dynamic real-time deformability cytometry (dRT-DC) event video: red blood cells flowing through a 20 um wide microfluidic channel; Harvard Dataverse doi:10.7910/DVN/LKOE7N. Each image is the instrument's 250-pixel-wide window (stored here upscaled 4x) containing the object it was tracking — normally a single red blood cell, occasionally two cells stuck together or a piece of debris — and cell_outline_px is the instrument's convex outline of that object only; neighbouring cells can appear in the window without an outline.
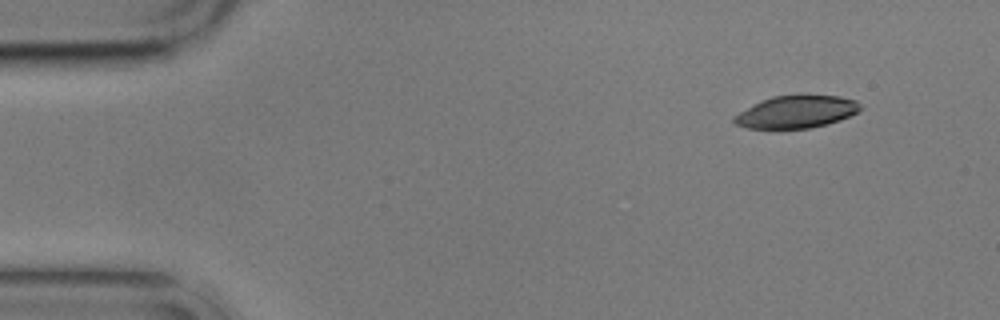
{"species": "common noctule bat (a hibernating species)", "species_latin": "Nyctalus noctula", "temperature_condition": "cold", "stored_images_in_passage": 3, "camera_frame_rate_fps": 3000, "um_per_image_px": 0.085, "animal": {"sex": "male", "body_mass_g": 17.9}, "frame": {"image": 1, "passage_image": 1, "time_ms": 0.0, "image_size_px": [1000, 320], "cell_outline_px": [[860, 112], [840, 120], [828, 124], [812, 128], [748, 128], [736, 124], [732, 120], [732, 116], [772, 96], [840, 96], [856, 100], [860, 104]], "centroid_in_image_um": [67.74, 9.52], "position_along_channel_um": 17.3, "area_um2": 23.47}}